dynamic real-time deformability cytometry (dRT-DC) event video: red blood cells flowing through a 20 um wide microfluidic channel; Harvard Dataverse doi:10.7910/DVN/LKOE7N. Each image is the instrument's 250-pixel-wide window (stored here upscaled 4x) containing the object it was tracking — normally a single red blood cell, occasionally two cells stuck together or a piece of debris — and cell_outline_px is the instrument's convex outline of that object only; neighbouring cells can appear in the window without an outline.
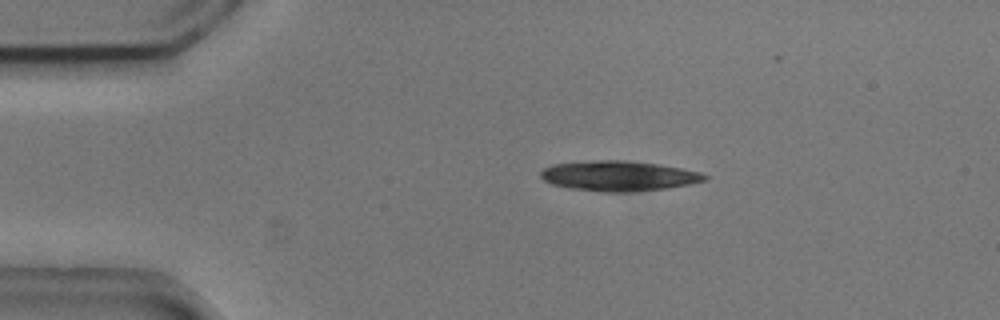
{"species": "common noctule bat (a hibernating species)", "species_latin": "Nyctalus noctula", "temperature_condition": "cold", "stored_images_in_passage": 18, "camera_frame_rate_fps": 3000, "um_per_image_px": 0.085, "animal": {"sex": "male", "body_mass_g": 20.5, "forearm_length_mm": 52.5}, "frame": {"image": 1, "passage_image": 1, "time_ms": 0.0, "image_size_px": [1000, 320], "cell_outline_px": [[708, 180], [668, 188], [636, 192], [600, 192], [568, 188], [552, 184], [544, 180], [540, 176], [540, 172], [544, 168], [552, 164], [596, 160], [628, 160], [660, 164], [700, 172], [708, 176]], "centroid_in_image_um": [52.59, 14.96], "position_along_channel_um": 32.4, "area_um2": 29.07}}